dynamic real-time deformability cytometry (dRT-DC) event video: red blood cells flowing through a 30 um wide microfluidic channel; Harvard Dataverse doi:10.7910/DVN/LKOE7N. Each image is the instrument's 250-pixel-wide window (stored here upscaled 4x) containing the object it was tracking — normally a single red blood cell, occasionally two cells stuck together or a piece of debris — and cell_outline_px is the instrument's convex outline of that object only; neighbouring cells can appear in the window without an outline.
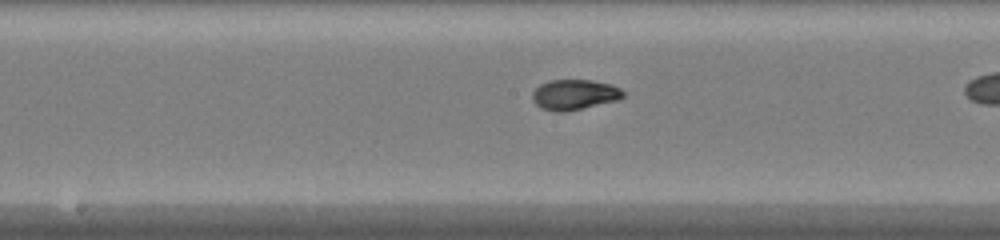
{"species": "common noctule bat (a hibernating species)", "species_latin": "Nyctalus noctula", "temperature_condition": "warm", "stored_images_in_passage": 31, "camera_frame_rate_fps": 3000, "um_per_image_px": 0.085, "animal": {"sex": "female", "body_mass_g": 20.0, "forearm_length_mm": 54.0}, "frame": {"image": 1, "passage_image": 18, "time_ms": 5.667, "image_size_px": [1000, 240], "cell_outline_px": [[624, 96], [620, 100], [568, 112], [556, 112], [540, 108], [532, 100], [532, 92], [540, 84], [552, 80], [592, 80], [612, 84], [620, 88], [624, 92]], "centroid_in_image_um": [48.85, 8.06], "position_along_channel_um": 199.4, "area_um2": 16.36}}
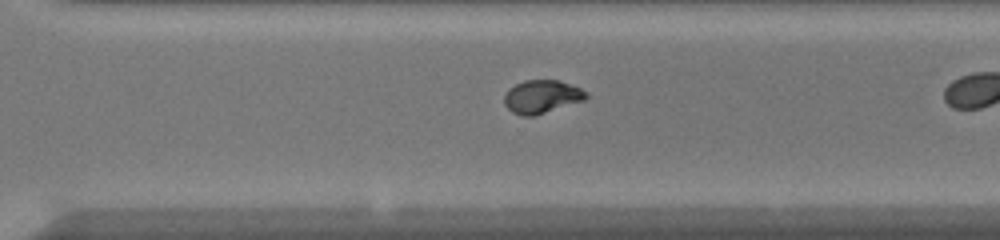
{"frame": {"image": 2, "passage_image": 27, "time_ms": 8.667, "image_size_px": [1000, 240], "cell_outline_px": [[588, 96], [584, 100], [532, 116], [520, 116], [512, 112], [504, 104], [504, 96], [508, 88], [524, 80], [560, 80], [580, 88], [588, 92]], "centroid_in_image_um": [46.03, 8.2], "position_along_channel_um": 324.6, "area_um2": 15.78}}